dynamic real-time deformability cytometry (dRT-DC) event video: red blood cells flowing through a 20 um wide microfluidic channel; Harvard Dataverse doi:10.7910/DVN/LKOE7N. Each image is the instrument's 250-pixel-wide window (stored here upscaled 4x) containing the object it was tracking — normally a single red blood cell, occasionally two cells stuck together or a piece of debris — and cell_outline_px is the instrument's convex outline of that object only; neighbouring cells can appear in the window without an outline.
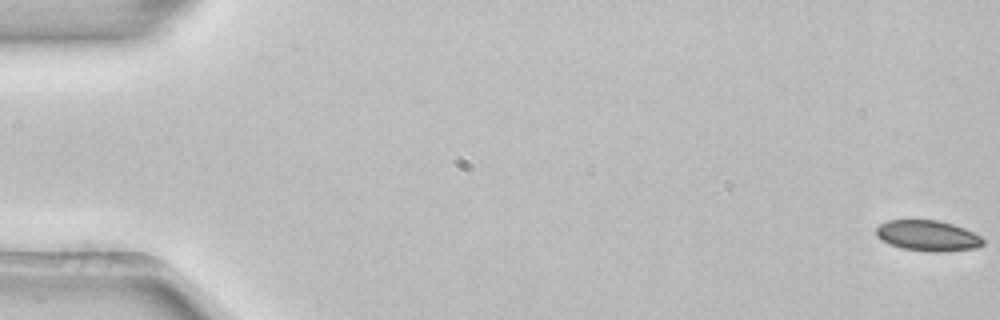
{"species": "common noctule bat (a hibernating species)", "species_latin": "Nyctalus noctula", "temperature_condition": "room temperature", "stored_images_in_passage": 5, "camera_frame_rate_fps": 3000, "um_per_image_px": 0.085, "animal": {"sex": "female", "body_mass_g": 22.7, "forearm_length_mm": 54.2}, "frame": {"image": 1, "passage_image": 1, "time_ms": 0.0, "image_size_px": [1000, 320], "cell_outline_px": [[984, 244], [976, 248], [940, 252], [932, 252], [900, 248], [888, 244], [880, 240], [876, 236], [876, 228], [880, 224], [888, 220], [940, 220], [964, 228], [980, 236], [984, 240]], "centroid_in_image_um": [78.83, 20.04], "position_along_channel_um": 6.2, "area_um2": 19.25}}
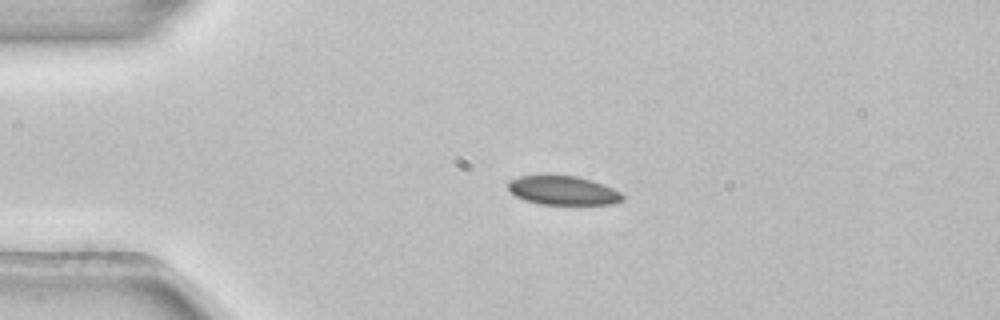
{"frame": {"image": 2, "passage_image": 4, "time_ms": 1.0, "image_size_px": [1000, 320], "cell_outline_px": [[624, 200], [616, 204], [540, 204], [524, 200], [516, 196], [508, 188], [508, 180], [520, 176], [576, 176], [592, 180], [604, 184], [620, 192], [624, 196]], "centroid_in_image_um": [47.89, 16.2], "position_along_channel_um": 37.1, "area_um2": 19.25}}